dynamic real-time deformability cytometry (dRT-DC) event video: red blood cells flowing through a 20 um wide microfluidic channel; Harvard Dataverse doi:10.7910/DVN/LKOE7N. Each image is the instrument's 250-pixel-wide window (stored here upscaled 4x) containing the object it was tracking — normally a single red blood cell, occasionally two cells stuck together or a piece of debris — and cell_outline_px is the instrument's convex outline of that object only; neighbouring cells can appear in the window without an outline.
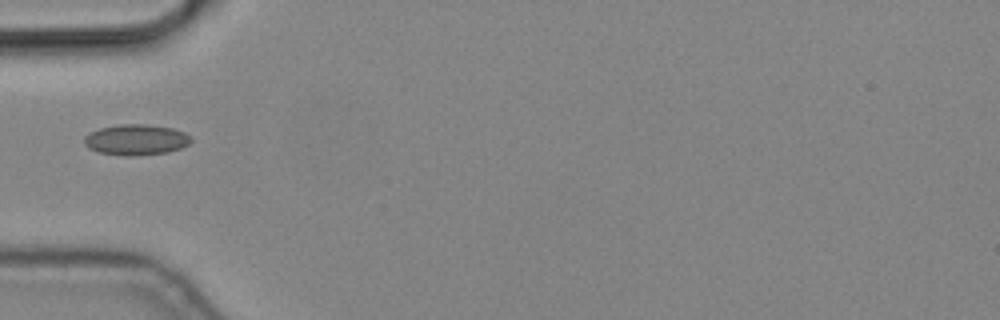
{"species": "common noctule bat (a hibernating species)", "species_latin": "Nyctalus noctula", "temperature_condition": "cold", "stored_images_in_passage": 6, "camera_frame_rate_fps": 3000, "um_per_image_px": 0.085, "animal": {"sex": "male", "body_mass_g": 19.2, "forearm_length_mm": 51.8}, "frame": {"image": 1, "passage_image": 3, "time_ms": 0.667, "image_size_px": [1000, 320], "cell_outline_px": [[192, 140], [188, 144], [180, 148], [168, 152], [132, 156], [124, 156], [100, 152], [88, 148], [84, 144], [84, 136], [100, 128], [120, 124], [148, 124], [172, 128], [184, 132], [192, 136]], "centroid_in_image_um": [11.58, 11.87], "position_along_channel_um": 73.4, "area_um2": 19.13}}
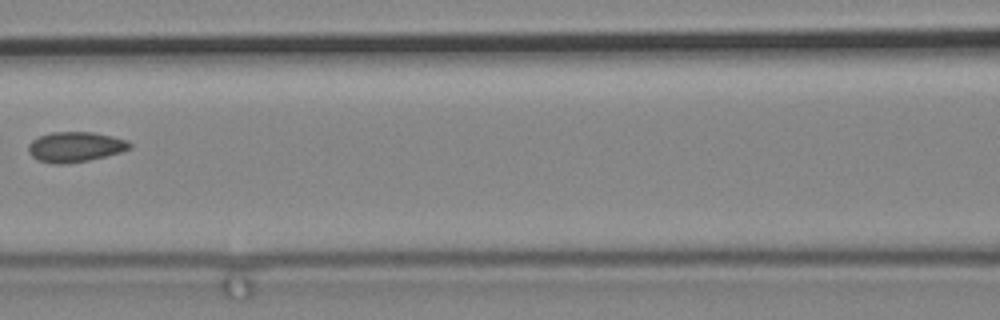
{"frame": {"image": 2, "passage_image": 5, "time_ms": 1.333, "image_size_px": [1000, 320], "cell_outline_px": [[132, 148], [120, 152], [88, 160], [68, 164], [52, 164], [40, 160], [32, 156], [28, 152], [28, 144], [32, 140], [40, 136], [52, 132], [92, 132], [112, 136], [128, 140], [132, 144]], "centroid_in_image_um": [6.4, 12.48], "position_along_channel_um": 160.2, "area_um2": 17.8}}
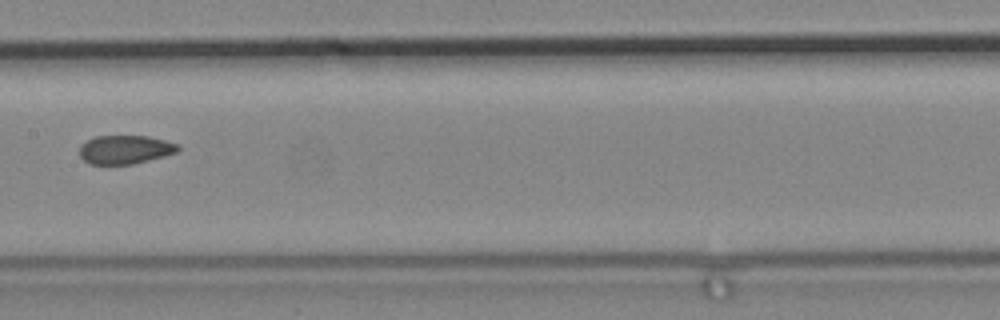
{"frame": {"image": 3, "passage_image": 6, "time_ms": 1.667, "image_size_px": [1000, 320], "cell_outline_px": [[180, 148], [176, 152], [164, 156], [132, 164], [88, 164], [80, 156], [80, 144], [96, 136], [148, 136], [180, 144]], "centroid_in_image_um": [10.63, 12.71], "position_along_channel_um": 196.8, "area_um2": 16.42}}